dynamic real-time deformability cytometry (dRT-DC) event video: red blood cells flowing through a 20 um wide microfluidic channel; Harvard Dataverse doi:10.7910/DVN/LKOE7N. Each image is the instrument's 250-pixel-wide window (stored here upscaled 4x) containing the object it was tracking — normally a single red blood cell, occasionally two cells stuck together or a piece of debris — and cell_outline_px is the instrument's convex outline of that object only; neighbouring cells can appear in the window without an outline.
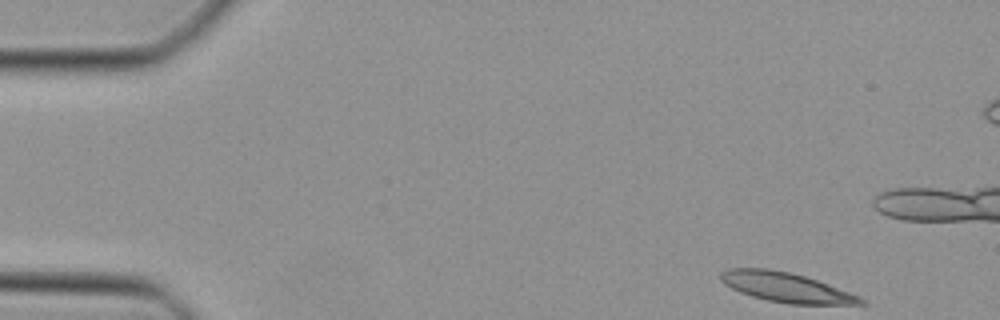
{"species": "Egyptian fruit bat (a non-hibernating species)", "species_latin": "Rousettus aegyptiacus", "temperature_condition": "cold", "stored_images_in_passage": 45, "camera_frame_rate_fps": 3000, "um_per_image_px": 0.085, "animal": {"sex": "female"}, "frame": {"image": 1, "passage_image": 1, "time_ms": 0.0, "image_size_px": [1000, 320], "cell_outline_px": [[868, 304], [792, 304], [768, 300], [752, 296], [740, 292], [724, 284], [720, 280], [720, 272], [728, 268], [768, 268], [788, 272], [804, 276], [828, 284], [860, 296]], "centroid_in_image_um": [66.8, 24.41], "position_along_channel_um": 18.2, "area_um2": 23.99}}
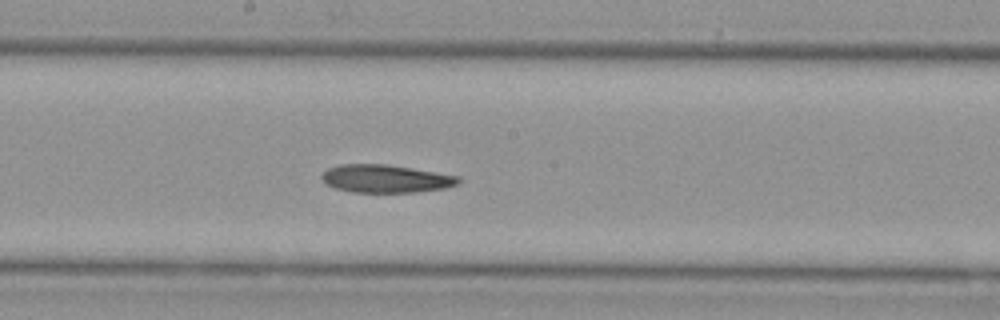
{"frame": {"image": 2, "passage_image": 22, "time_ms": 7.0, "image_size_px": [1000, 320], "cell_outline_px": [[460, 184], [444, 188], [416, 192], [352, 192], [336, 188], [324, 184], [320, 176], [328, 168], [340, 164], [388, 164], [460, 176]], "centroid_in_image_um": [32.78, 15.18], "position_along_channel_um": 215.4, "area_um2": 22.37}}
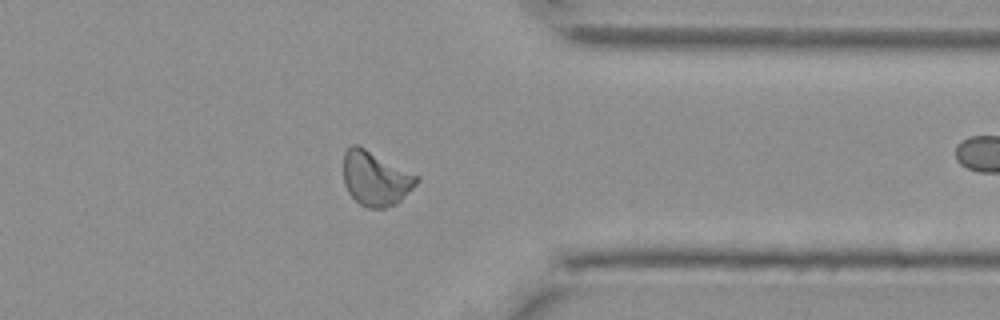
{"frame": {"image": 3, "passage_image": 34, "time_ms": 11.0, "image_size_px": [1000, 320], "cell_outline_px": [[420, 180], [396, 204], [384, 208], [364, 208], [348, 192], [344, 184], [344, 152], [352, 144], [356, 144], [420, 176]], "centroid_in_image_um": [31.92, 15.18], "position_along_channel_um": 379.5, "area_um2": 23.06}}